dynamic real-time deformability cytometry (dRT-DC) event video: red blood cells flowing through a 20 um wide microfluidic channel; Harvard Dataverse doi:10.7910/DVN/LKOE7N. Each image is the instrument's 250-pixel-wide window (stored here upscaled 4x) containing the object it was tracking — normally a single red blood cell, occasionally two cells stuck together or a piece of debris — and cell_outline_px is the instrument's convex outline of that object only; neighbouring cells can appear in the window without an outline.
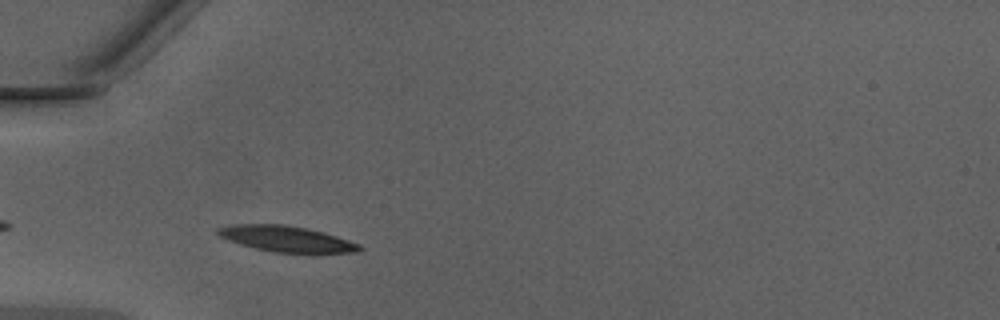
{"species": "Egyptian fruit bat (a non-hibernating species)", "species_latin": "Rousettus aegyptiacus", "temperature_condition": "warm", "stored_images_in_passage": 32, "camera_frame_rate_fps": 3000, "um_per_image_px": 0.085, "animal": {"sex": "male"}, "frame": {"image": 1, "passage_image": 4, "time_ms": 1.0, "image_size_px": [1000, 320], "cell_outline_px": [[364, 248], [360, 252], [316, 256], [312, 256], [272, 252], [240, 244], [228, 240], [220, 236], [216, 232], [216, 228], [232, 224], [284, 224], [324, 232], [360, 244]], "centroid_in_image_um": [24.47, 20.36], "position_along_channel_um": 60.5, "area_um2": 22.43}}
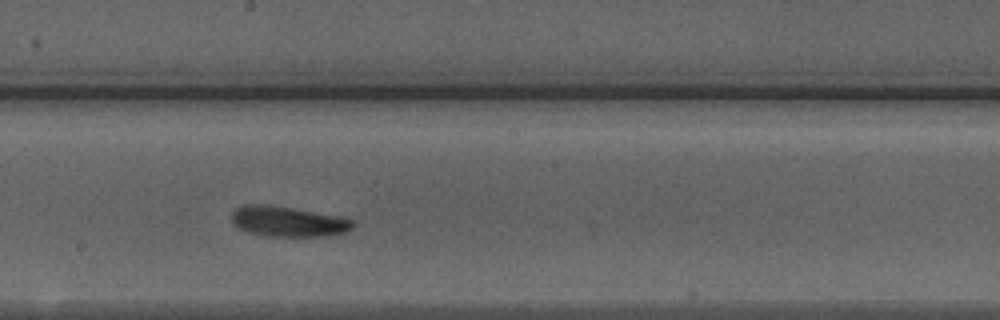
{"frame": {"image": 2, "passage_image": 16, "time_ms": 5.0, "image_size_px": [1000, 320], "cell_outline_px": [[356, 224], [348, 232], [328, 236], [268, 236], [248, 232], [232, 224], [232, 212], [240, 204], [268, 204], [340, 216], [352, 220]], "centroid_in_image_um": [24.49, 18.82], "position_along_channel_um": 223.7, "area_um2": 21.62}}
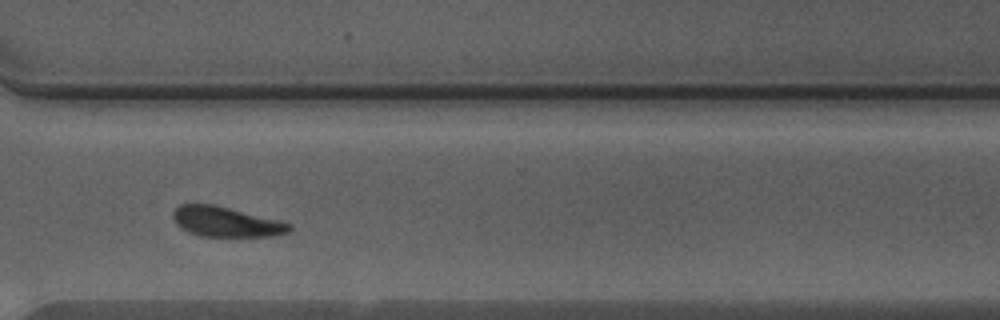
{"frame": {"image": 3, "passage_image": 25, "time_ms": 8.0, "image_size_px": [1000, 320], "cell_outline_px": [[292, 228], [288, 232], [272, 236], [200, 236], [188, 232], [180, 228], [176, 224], [172, 216], [172, 212], [180, 204], [212, 204], [280, 220], [292, 224]], "centroid_in_image_um": [19.19, 18.85], "position_along_channel_um": 351.4, "area_um2": 20.35}, "authors_computed_cell_mechanics": {"area_um2": 20.808, "velocity_mm_per_s": 4.2471, "shape_relaxation_time_tau1_ms": 2.6369, "shape_relaxation_time_tau2_ms": 1.86, "deformation_change_tau1": 0.1022, "deformation_change_tau2": 0.0822}}